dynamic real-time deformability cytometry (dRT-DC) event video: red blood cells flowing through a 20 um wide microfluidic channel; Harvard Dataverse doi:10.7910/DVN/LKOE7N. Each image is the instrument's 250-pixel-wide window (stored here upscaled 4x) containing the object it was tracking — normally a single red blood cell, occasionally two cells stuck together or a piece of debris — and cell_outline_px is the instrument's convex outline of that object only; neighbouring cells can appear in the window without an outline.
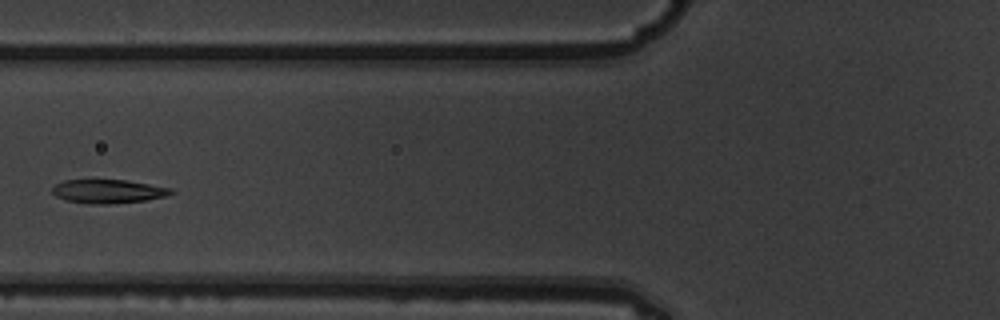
{"species": "common noctule bat (a hibernating species)", "species_latin": "Nyctalus noctula", "temperature_condition": "warm", "stored_images_in_passage": 2, "camera_frame_rate_fps": 3000, "um_per_image_px": 0.085, "animal": {"sex": "male", "body_mass_g": 19.5, "forearm_length_mm": 54.6}, "frame": {"image": 1, "passage_image": 2, "time_ms": 0.333, "image_size_px": [1000, 320], "cell_outline_px": [[176, 192], [164, 196], [144, 200], [108, 204], [88, 204], [68, 200], [56, 196], [52, 192], [52, 188], [56, 184], [64, 180], [96, 176], [128, 180], [172, 188]], "centroid_in_image_um": [9.15, 16.2], "position_along_channel_um": 116.7, "area_um2": 17.22}}